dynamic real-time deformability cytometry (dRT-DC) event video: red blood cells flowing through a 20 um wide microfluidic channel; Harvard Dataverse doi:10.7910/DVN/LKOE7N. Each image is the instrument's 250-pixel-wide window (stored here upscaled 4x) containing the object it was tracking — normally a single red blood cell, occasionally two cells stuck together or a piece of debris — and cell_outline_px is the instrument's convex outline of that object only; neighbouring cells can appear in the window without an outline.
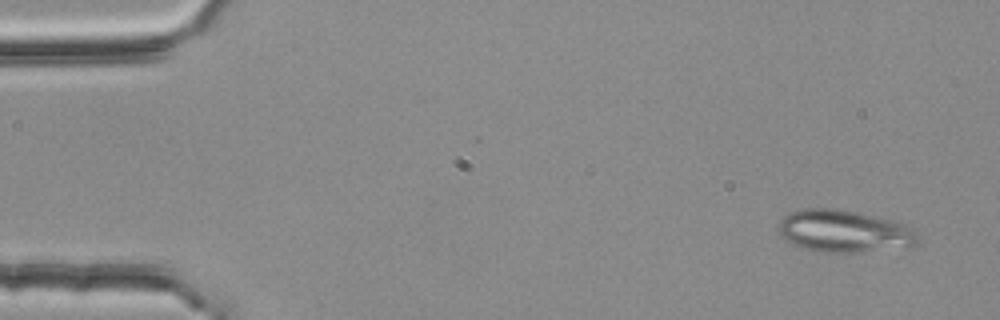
{"species": "common noctule bat (a hibernating species)", "species_latin": "Nyctalus noctula", "temperature_condition": "room temperature", "stored_images_in_passage": 4, "camera_frame_rate_fps": 3000, "um_per_image_px": 0.085, "animal": {"sex": "female", "body_mass_g": 25.1}, "frame": {"image": 1, "passage_image": 1, "time_ms": 0.0, "image_size_px": [1000, 320], "cell_outline_px": [[916, 244], [908, 248], [860, 252], [820, 252], [792, 244], [780, 232], [780, 220], [788, 212], [804, 208], [836, 208], [876, 216], [892, 220], [904, 224], [912, 228], [916, 236]], "centroid_in_image_um": [71.77, 19.65], "position_along_channel_um": 13.2, "area_um2": 34.22}}